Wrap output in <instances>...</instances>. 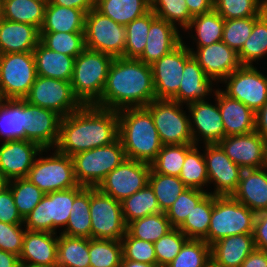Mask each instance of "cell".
I'll use <instances>...</instances> for the list:
<instances>
[{"mask_svg":"<svg viewBox=\"0 0 267 267\" xmlns=\"http://www.w3.org/2000/svg\"><path fill=\"white\" fill-rule=\"evenodd\" d=\"M57 267H90L89 238L59 233Z\"/></svg>","mask_w":267,"mask_h":267,"instance_id":"e575fe53","label":"cell"},{"mask_svg":"<svg viewBox=\"0 0 267 267\" xmlns=\"http://www.w3.org/2000/svg\"><path fill=\"white\" fill-rule=\"evenodd\" d=\"M257 213L232 195L215 196L208 230V244L239 234H253Z\"/></svg>","mask_w":267,"mask_h":267,"instance_id":"5b68a950","label":"cell"},{"mask_svg":"<svg viewBox=\"0 0 267 267\" xmlns=\"http://www.w3.org/2000/svg\"><path fill=\"white\" fill-rule=\"evenodd\" d=\"M95 9L116 23L126 26L151 10L148 0H95Z\"/></svg>","mask_w":267,"mask_h":267,"instance_id":"d6a6232c","label":"cell"},{"mask_svg":"<svg viewBox=\"0 0 267 267\" xmlns=\"http://www.w3.org/2000/svg\"><path fill=\"white\" fill-rule=\"evenodd\" d=\"M190 14L194 17L213 9V0H185Z\"/></svg>","mask_w":267,"mask_h":267,"instance_id":"be15d7a7","label":"cell"},{"mask_svg":"<svg viewBox=\"0 0 267 267\" xmlns=\"http://www.w3.org/2000/svg\"><path fill=\"white\" fill-rule=\"evenodd\" d=\"M258 17L225 20L222 41L238 53L249 38L254 22Z\"/></svg>","mask_w":267,"mask_h":267,"instance_id":"db71d44e","label":"cell"},{"mask_svg":"<svg viewBox=\"0 0 267 267\" xmlns=\"http://www.w3.org/2000/svg\"><path fill=\"white\" fill-rule=\"evenodd\" d=\"M7 187H8V180L6 179L4 174L0 171V192H2Z\"/></svg>","mask_w":267,"mask_h":267,"instance_id":"a7ac6f4b","label":"cell"},{"mask_svg":"<svg viewBox=\"0 0 267 267\" xmlns=\"http://www.w3.org/2000/svg\"><path fill=\"white\" fill-rule=\"evenodd\" d=\"M152 67L138 59L114 58L97 107L119 111L146 107L155 100Z\"/></svg>","mask_w":267,"mask_h":267,"instance_id":"7a4b0ae2","label":"cell"},{"mask_svg":"<svg viewBox=\"0 0 267 267\" xmlns=\"http://www.w3.org/2000/svg\"><path fill=\"white\" fill-rule=\"evenodd\" d=\"M172 228L166 213L158 212L128 223L126 232L131 237L154 243Z\"/></svg>","mask_w":267,"mask_h":267,"instance_id":"ab89813d","label":"cell"},{"mask_svg":"<svg viewBox=\"0 0 267 267\" xmlns=\"http://www.w3.org/2000/svg\"><path fill=\"white\" fill-rule=\"evenodd\" d=\"M179 28L156 17L150 25L145 49L138 60L152 65L183 42ZM181 35V36H180Z\"/></svg>","mask_w":267,"mask_h":267,"instance_id":"7402d4cb","label":"cell"},{"mask_svg":"<svg viewBox=\"0 0 267 267\" xmlns=\"http://www.w3.org/2000/svg\"><path fill=\"white\" fill-rule=\"evenodd\" d=\"M207 194V190L185 189L165 212L171 226L178 228Z\"/></svg>","mask_w":267,"mask_h":267,"instance_id":"f5cc1de1","label":"cell"},{"mask_svg":"<svg viewBox=\"0 0 267 267\" xmlns=\"http://www.w3.org/2000/svg\"><path fill=\"white\" fill-rule=\"evenodd\" d=\"M150 170L151 164L127 158L97 188L121 202L148 184Z\"/></svg>","mask_w":267,"mask_h":267,"instance_id":"9a60e30c","label":"cell"},{"mask_svg":"<svg viewBox=\"0 0 267 267\" xmlns=\"http://www.w3.org/2000/svg\"><path fill=\"white\" fill-rule=\"evenodd\" d=\"M90 267H120L123 254L120 240L89 239Z\"/></svg>","mask_w":267,"mask_h":267,"instance_id":"7dc6e473","label":"cell"},{"mask_svg":"<svg viewBox=\"0 0 267 267\" xmlns=\"http://www.w3.org/2000/svg\"><path fill=\"white\" fill-rule=\"evenodd\" d=\"M213 9L225 20L260 16L267 0H213Z\"/></svg>","mask_w":267,"mask_h":267,"instance_id":"681fc988","label":"cell"},{"mask_svg":"<svg viewBox=\"0 0 267 267\" xmlns=\"http://www.w3.org/2000/svg\"><path fill=\"white\" fill-rule=\"evenodd\" d=\"M253 239L256 249L267 250V210L258 212L256 215Z\"/></svg>","mask_w":267,"mask_h":267,"instance_id":"91938a15","label":"cell"},{"mask_svg":"<svg viewBox=\"0 0 267 267\" xmlns=\"http://www.w3.org/2000/svg\"><path fill=\"white\" fill-rule=\"evenodd\" d=\"M224 23L225 19L212 9L210 12L194 16L185 31L193 32L194 29L196 33L190 35L191 38L196 42V47H204L222 41Z\"/></svg>","mask_w":267,"mask_h":267,"instance_id":"d590c367","label":"cell"},{"mask_svg":"<svg viewBox=\"0 0 267 267\" xmlns=\"http://www.w3.org/2000/svg\"><path fill=\"white\" fill-rule=\"evenodd\" d=\"M91 238L121 240L126 234L121 202L90 187Z\"/></svg>","mask_w":267,"mask_h":267,"instance_id":"7c38bea8","label":"cell"},{"mask_svg":"<svg viewBox=\"0 0 267 267\" xmlns=\"http://www.w3.org/2000/svg\"><path fill=\"white\" fill-rule=\"evenodd\" d=\"M118 139V111L83 105L62 117L55 149L68 156L113 143Z\"/></svg>","mask_w":267,"mask_h":267,"instance_id":"6da1fadb","label":"cell"},{"mask_svg":"<svg viewBox=\"0 0 267 267\" xmlns=\"http://www.w3.org/2000/svg\"><path fill=\"white\" fill-rule=\"evenodd\" d=\"M157 16L152 10L143 16L136 18L125 26L126 43L124 48V56L126 59H138L146 46L147 34L150 29L151 22Z\"/></svg>","mask_w":267,"mask_h":267,"instance_id":"7bdbcfd3","label":"cell"},{"mask_svg":"<svg viewBox=\"0 0 267 267\" xmlns=\"http://www.w3.org/2000/svg\"><path fill=\"white\" fill-rule=\"evenodd\" d=\"M232 196L256 213L267 210V166L243 169Z\"/></svg>","mask_w":267,"mask_h":267,"instance_id":"4316f807","label":"cell"},{"mask_svg":"<svg viewBox=\"0 0 267 267\" xmlns=\"http://www.w3.org/2000/svg\"><path fill=\"white\" fill-rule=\"evenodd\" d=\"M48 0H2V18L42 27Z\"/></svg>","mask_w":267,"mask_h":267,"instance_id":"836d02e7","label":"cell"},{"mask_svg":"<svg viewBox=\"0 0 267 267\" xmlns=\"http://www.w3.org/2000/svg\"><path fill=\"white\" fill-rule=\"evenodd\" d=\"M166 267H211V246L202 239H188Z\"/></svg>","mask_w":267,"mask_h":267,"instance_id":"bcb514c9","label":"cell"},{"mask_svg":"<svg viewBox=\"0 0 267 267\" xmlns=\"http://www.w3.org/2000/svg\"><path fill=\"white\" fill-rule=\"evenodd\" d=\"M187 240L188 238L178 228L173 227L154 242L157 264L166 267L178 255Z\"/></svg>","mask_w":267,"mask_h":267,"instance_id":"11a10c76","label":"cell"},{"mask_svg":"<svg viewBox=\"0 0 267 267\" xmlns=\"http://www.w3.org/2000/svg\"><path fill=\"white\" fill-rule=\"evenodd\" d=\"M194 145L187 153L179 178L187 188L205 190L208 174L204 154Z\"/></svg>","mask_w":267,"mask_h":267,"instance_id":"ee69618b","label":"cell"},{"mask_svg":"<svg viewBox=\"0 0 267 267\" xmlns=\"http://www.w3.org/2000/svg\"><path fill=\"white\" fill-rule=\"evenodd\" d=\"M0 222L6 224H23V218L18 213L14 198L9 187L0 192Z\"/></svg>","mask_w":267,"mask_h":267,"instance_id":"680465c9","label":"cell"},{"mask_svg":"<svg viewBox=\"0 0 267 267\" xmlns=\"http://www.w3.org/2000/svg\"><path fill=\"white\" fill-rule=\"evenodd\" d=\"M85 46L87 49L102 52L113 58L124 56L126 28L95 8L85 16Z\"/></svg>","mask_w":267,"mask_h":267,"instance_id":"8fae6325","label":"cell"},{"mask_svg":"<svg viewBox=\"0 0 267 267\" xmlns=\"http://www.w3.org/2000/svg\"><path fill=\"white\" fill-rule=\"evenodd\" d=\"M18 213L24 219L41 201L45 193L28 178L8 181Z\"/></svg>","mask_w":267,"mask_h":267,"instance_id":"f907efd6","label":"cell"},{"mask_svg":"<svg viewBox=\"0 0 267 267\" xmlns=\"http://www.w3.org/2000/svg\"><path fill=\"white\" fill-rule=\"evenodd\" d=\"M151 10L158 18L183 28L184 32L193 18L185 0H152Z\"/></svg>","mask_w":267,"mask_h":267,"instance_id":"816d5d0a","label":"cell"},{"mask_svg":"<svg viewBox=\"0 0 267 267\" xmlns=\"http://www.w3.org/2000/svg\"><path fill=\"white\" fill-rule=\"evenodd\" d=\"M214 201L215 195L208 193L178 227L188 239H202L208 243V230Z\"/></svg>","mask_w":267,"mask_h":267,"instance_id":"74e56055","label":"cell"},{"mask_svg":"<svg viewBox=\"0 0 267 267\" xmlns=\"http://www.w3.org/2000/svg\"><path fill=\"white\" fill-rule=\"evenodd\" d=\"M113 57L85 49L74 60L71 85L83 105H94L103 93Z\"/></svg>","mask_w":267,"mask_h":267,"instance_id":"277c9868","label":"cell"},{"mask_svg":"<svg viewBox=\"0 0 267 267\" xmlns=\"http://www.w3.org/2000/svg\"><path fill=\"white\" fill-rule=\"evenodd\" d=\"M24 100L31 105L52 110L61 117H65L83 106L75 96L70 81L38 75Z\"/></svg>","mask_w":267,"mask_h":267,"instance_id":"4fadbf2b","label":"cell"},{"mask_svg":"<svg viewBox=\"0 0 267 267\" xmlns=\"http://www.w3.org/2000/svg\"><path fill=\"white\" fill-rule=\"evenodd\" d=\"M225 128V137L255 131V112L239 100L228 97L221 89L214 93Z\"/></svg>","mask_w":267,"mask_h":267,"instance_id":"cb8c5ba5","label":"cell"},{"mask_svg":"<svg viewBox=\"0 0 267 267\" xmlns=\"http://www.w3.org/2000/svg\"><path fill=\"white\" fill-rule=\"evenodd\" d=\"M120 241L122 244L123 259L147 264H157L154 244L152 242L131 237L127 232Z\"/></svg>","mask_w":267,"mask_h":267,"instance_id":"9f6ffc18","label":"cell"},{"mask_svg":"<svg viewBox=\"0 0 267 267\" xmlns=\"http://www.w3.org/2000/svg\"><path fill=\"white\" fill-rule=\"evenodd\" d=\"M2 18V0H0V20Z\"/></svg>","mask_w":267,"mask_h":267,"instance_id":"2644e50d","label":"cell"},{"mask_svg":"<svg viewBox=\"0 0 267 267\" xmlns=\"http://www.w3.org/2000/svg\"><path fill=\"white\" fill-rule=\"evenodd\" d=\"M61 116L56 112L29 104V127L25 140L37 143L43 149H54L59 140Z\"/></svg>","mask_w":267,"mask_h":267,"instance_id":"d4e9b609","label":"cell"},{"mask_svg":"<svg viewBox=\"0 0 267 267\" xmlns=\"http://www.w3.org/2000/svg\"><path fill=\"white\" fill-rule=\"evenodd\" d=\"M120 267H161L158 264H147L122 258Z\"/></svg>","mask_w":267,"mask_h":267,"instance_id":"003e7915","label":"cell"},{"mask_svg":"<svg viewBox=\"0 0 267 267\" xmlns=\"http://www.w3.org/2000/svg\"><path fill=\"white\" fill-rule=\"evenodd\" d=\"M218 144L230 160L242 169L267 166V140L256 131L224 137Z\"/></svg>","mask_w":267,"mask_h":267,"instance_id":"ac0fdd59","label":"cell"},{"mask_svg":"<svg viewBox=\"0 0 267 267\" xmlns=\"http://www.w3.org/2000/svg\"><path fill=\"white\" fill-rule=\"evenodd\" d=\"M118 138L126 157L151 164L163 144L146 107L126 108L118 111Z\"/></svg>","mask_w":267,"mask_h":267,"instance_id":"3957f363","label":"cell"},{"mask_svg":"<svg viewBox=\"0 0 267 267\" xmlns=\"http://www.w3.org/2000/svg\"><path fill=\"white\" fill-rule=\"evenodd\" d=\"M221 83L228 97L239 100L255 113L267 102V75L254 65H241Z\"/></svg>","mask_w":267,"mask_h":267,"instance_id":"5bb4252c","label":"cell"},{"mask_svg":"<svg viewBox=\"0 0 267 267\" xmlns=\"http://www.w3.org/2000/svg\"><path fill=\"white\" fill-rule=\"evenodd\" d=\"M37 77L33 52L6 53L0 59V91L4 99H24Z\"/></svg>","mask_w":267,"mask_h":267,"instance_id":"30bf717a","label":"cell"},{"mask_svg":"<svg viewBox=\"0 0 267 267\" xmlns=\"http://www.w3.org/2000/svg\"><path fill=\"white\" fill-rule=\"evenodd\" d=\"M29 127V103L24 99H4L0 105V139L25 140Z\"/></svg>","mask_w":267,"mask_h":267,"instance_id":"f546056e","label":"cell"},{"mask_svg":"<svg viewBox=\"0 0 267 267\" xmlns=\"http://www.w3.org/2000/svg\"><path fill=\"white\" fill-rule=\"evenodd\" d=\"M58 235L26 230L20 263L34 266L57 267Z\"/></svg>","mask_w":267,"mask_h":267,"instance_id":"603a6c76","label":"cell"},{"mask_svg":"<svg viewBox=\"0 0 267 267\" xmlns=\"http://www.w3.org/2000/svg\"><path fill=\"white\" fill-rule=\"evenodd\" d=\"M183 106L168 99H155L146 106L163 145L194 144L189 114Z\"/></svg>","mask_w":267,"mask_h":267,"instance_id":"9c48e42d","label":"cell"},{"mask_svg":"<svg viewBox=\"0 0 267 267\" xmlns=\"http://www.w3.org/2000/svg\"><path fill=\"white\" fill-rule=\"evenodd\" d=\"M207 77L217 84L241 66L238 53L223 41L194 48L188 47Z\"/></svg>","mask_w":267,"mask_h":267,"instance_id":"ffe728a7","label":"cell"},{"mask_svg":"<svg viewBox=\"0 0 267 267\" xmlns=\"http://www.w3.org/2000/svg\"><path fill=\"white\" fill-rule=\"evenodd\" d=\"M3 100H4V98H3L2 93L0 91V105L3 103Z\"/></svg>","mask_w":267,"mask_h":267,"instance_id":"8c879c8a","label":"cell"},{"mask_svg":"<svg viewBox=\"0 0 267 267\" xmlns=\"http://www.w3.org/2000/svg\"><path fill=\"white\" fill-rule=\"evenodd\" d=\"M26 230L23 224L0 222V249L20 256Z\"/></svg>","mask_w":267,"mask_h":267,"instance_id":"6f0895ef","label":"cell"},{"mask_svg":"<svg viewBox=\"0 0 267 267\" xmlns=\"http://www.w3.org/2000/svg\"><path fill=\"white\" fill-rule=\"evenodd\" d=\"M195 144L163 145L156 159L151 163V168L156 173L180 176L186 153Z\"/></svg>","mask_w":267,"mask_h":267,"instance_id":"c3c4849f","label":"cell"},{"mask_svg":"<svg viewBox=\"0 0 267 267\" xmlns=\"http://www.w3.org/2000/svg\"><path fill=\"white\" fill-rule=\"evenodd\" d=\"M18 267H43V266H34V265L26 264V263H20Z\"/></svg>","mask_w":267,"mask_h":267,"instance_id":"89a4df30","label":"cell"},{"mask_svg":"<svg viewBox=\"0 0 267 267\" xmlns=\"http://www.w3.org/2000/svg\"><path fill=\"white\" fill-rule=\"evenodd\" d=\"M183 75L177 94L171 99L180 104H190L193 102L207 100V96H211L216 92L212 78L204 73V70L198 64V61L192 56L184 66ZM213 84V85H212Z\"/></svg>","mask_w":267,"mask_h":267,"instance_id":"484cf974","label":"cell"},{"mask_svg":"<svg viewBox=\"0 0 267 267\" xmlns=\"http://www.w3.org/2000/svg\"><path fill=\"white\" fill-rule=\"evenodd\" d=\"M40 42L52 51L74 58L86 49L84 32H40Z\"/></svg>","mask_w":267,"mask_h":267,"instance_id":"f6af8a7d","label":"cell"},{"mask_svg":"<svg viewBox=\"0 0 267 267\" xmlns=\"http://www.w3.org/2000/svg\"><path fill=\"white\" fill-rule=\"evenodd\" d=\"M255 131L267 140V102L255 113Z\"/></svg>","mask_w":267,"mask_h":267,"instance_id":"e7e4bbea","label":"cell"},{"mask_svg":"<svg viewBox=\"0 0 267 267\" xmlns=\"http://www.w3.org/2000/svg\"><path fill=\"white\" fill-rule=\"evenodd\" d=\"M38 76L71 81L74 57L52 51L41 42L33 50Z\"/></svg>","mask_w":267,"mask_h":267,"instance_id":"4dcf8cb0","label":"cell"},{"mask_svg":"<svg viewBox=\"0 0 267 267\" xmlns=\"http://www.w3.org/2000/svg\"><path fill=\"white\" fill-rule=\"evenodd\" d=\"M267 56V9L255 20L249 38L238 52L241 65H252Z\"/></svg>","mask_w":267,"mask_h":267,"instance_id":"f35d334b","label":"cell"},{"mask_svg":"<svg viewBox=\"0 0 267 267\" xmlns=\"http://www.w3.org/2000/svg\"><path fill=\"white\" fill-rule=\"evenodd\" d=\"M70 217L66 227L60 234L71 237L91 238L90 217V187H85L75 198L72 204ZM63 230V231H62Z\"/></svg>","mask_w":267,"mask_h":267,"instance_id":"8d00e7d4","label":"cell"},{"mask_svg":"<svg viewBox=\"0 0 267 267\" xmlns=\"http://www.w3.org/2000/svg\"><path fill=\"white\" fill-rule=\"evenodd\" d=\"M121 206L126 225L133 220L161 212L157 198L149 184L121 201Z\"/></svg>","mask_w":267,"mask_h":267,"instance_id":"60d3db41","label":"cell"},{"mask_svg":"<svg viewBox=\"0 0 267 267\" xmlns=\"http://www.w3.org/2000/svg\"><path fill=\"white\" fill-rule=\"evenodd\" d=\"M85 188L77 187L45 194L34 209L25 216L23 225L29 231L57 234V228L66 227L74 198Z\"/></svg>","mask_w":267,"mask_h":267,"instance_id":"52a82bcc","label":"cell"},{"mask_svg":"<svg viewBox=\"0 0 267 267\" xmlns=\"http://www.w3.org/2000/svg\"><path fill=\"white\" fill-rule=\"evenodd\" d=\"M148 184L153 189L161 212L165 213L187 187L177 176L156 173L152 168Z\"/></svg>","mask_w":267,"mask_h":267,"instance_id":"b9f144b4","label":"cell"},{"mask_svg":"<svg viewBox=\"0 0 267 267\" xmlns=\"http://www.w3.org/2000/svg\"><path fill=\"white\" fill-rule=\"evenodd\" d=\"M183 42L155 61L152 67L156 99L171 100L178 92L185 63L193 56Z\"/></svg>","mask_w":267,"mask_h":267,"instance_id":"2e32d148","label":"cell"},{"mask_svg":"<svg viewBox=\"0 0 267 267\" xmlns=\"http://www.w3.org/2000/svg\"><path fill=\"white\" fill-rule=\"evenodd\" d=\"M86 13L47 2L40 32H84Z\"/></svg>","mask_w":267,"mask_h":267,"instance_id":"1f68e13d","label":"cell"},{"mask_svg":"<svg viewBox=\"0 0 267 267\" xmlns=\"http://www.w3.org/2000/svg\"><path fill=\"white\" fill-rule=\"evenodd\" d=\"M50 3L68 7V8H77L84 11L86 14L95 8V0H48Z\"/></svg>","mask_w":267,"mask_h":267,"instance_id":"94428289","label":"cell"},{"mask_svg":"<svg viewBox=\"0 0 267 267\" xmlns=\"http://www.w3.org/2000/svg\"><path fill=\"white\" fill-rule=\"evenodd\" d=\"M208 183L214 184L215 196L232 195L238 187L243 169L230 160L218 143L203 144Z\"/></svg>","mask_w":267,"mask_h":267,"instance_id":"e0dca14e","label":"cell"},{"mask_svg":"<svg viewBox=\"0 0 267 267\" xmlns=\"http://www.w3.org/2000/svg\"><path fill=\"white\" fill-rule=\"evenodd\" d=\"M77 183L97 187L105 176L127 159L121 140L71 156Z\"/></svg>","mask_w":267,"mask_h":267,"instance_id":"8992f818","label":"cell"},{"mask_svg":"<svg viewBox=\"0 0 267 267\" xmlns=\"http://www.w3.org/2000/svg\"><path fill=\"white\" fill-rule=\"evenodd\" d=\"M240 267H267V250L255 248Z\"/></svg>","mask_w":267,"mask_h":267,"instance_id":"6125c7cd","label":"cell"},{"mask_svg":"<svg viewBox=\"0 0 267 267\" xmlns=\"http://www.w3.org/2000/svg\"><path fill=\"white\" fill-rule=\"evenodd\" d=\"M42 147L29 140L2 141L0 171L8 181L27 177Z\"/></svg>","mask_w":267,"mask_h":267,"instance_id":"44dd1931","label":"cell"},{"mask_svg":"<svg viewBox=\"0 0 267 267\" xmlns=\"http://www.w3.org/2000/svg\"><path fill=\"white\" fill-rule=\"evenodd\" d=\"M40 42V30L31 25L0 20V51L6 53L33 52Z\"/></svg>","mask_w":267,"mask_h":267,"instance_id":"f1b7e54d","label":"cell"},{"mask_svg":"<svg viewBox=\"0 0 267 267\" xmlns=\"http://www.w3.org/2000/svg\"><path fill=\"white\" fill-rule=\"evenodd\" d=\"M51 149H42L35 159L26 178L45 194L77 187L73 162L70 156L58 152L55 148L51 154L43 157V153Z\"/></svg>","mask_w":267,"mask_h":267,"instance_id":"ba28073f","label":"cell"},{"mask_svg":"<svg viewBox=\"0 0 267 267\" xmlns=\"http://www.w3.org/2000/svg\"><path fill=\"white\" fill-rule=\"evenodd\" d=\"M186 107L195 145H199L200 141L204 144L219 143L225 137L218 103L212 105L206 100H201L190 103Z\"/></svg>","mask_w":267,"mask_h":267,"instance_id":"d6986e66","label":"cell"},{"mask_svg":"<svg viewBox=\"0 0 267 267\" xmlns=\"http://www.w3.org/2000/svg\"><path fill=\"white\" fill-rule=\"evenodd\" d=\"M19 256L0 249V267H18Z\"/></svg>","mask_w":267,"mask_h":267,"instance_id":"03108f58","label":"cell"},{"mask_svg":"<svg viewBox=\"0 0 267 267\" xmlns=\"http://www.w3.org/2000/svg\"><path fill=\"white\" fill-rule=\"evenodd\" d=\"M254 249L253 234L224 237L211 245V267H240Z\"/></svg>","mask_w":267,"mask_h":267,"instance_id":"83f0119b","label":"cell"}]
</instances>
